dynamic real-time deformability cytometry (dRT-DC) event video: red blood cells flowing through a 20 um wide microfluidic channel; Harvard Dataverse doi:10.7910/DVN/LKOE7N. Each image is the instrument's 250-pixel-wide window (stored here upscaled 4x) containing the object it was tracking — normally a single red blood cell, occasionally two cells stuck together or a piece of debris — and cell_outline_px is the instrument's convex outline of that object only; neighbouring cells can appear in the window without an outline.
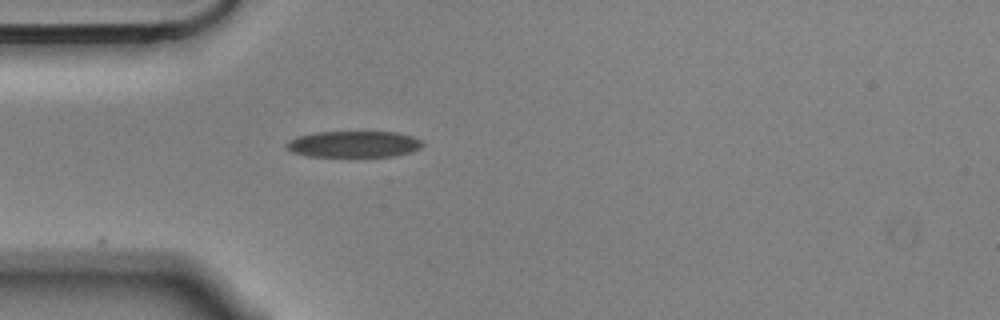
{"species": "Egyptian fruit bat (a non-hibernating species)", "species_latin": "Rousettus aegyptiacus", "temperature_condition": "cold", "stored_images_in_passage": 1, "camera_frame_rate_fps": 3000, "um_per_image_px": 0.085, "animal": {"sex": "male"}, "frame": {"image": 1, "passage_image": 1, "time_ms": 0.0, "image_size_px": [1000, 320], "cell_outline_px": [[424, 144], [420, 148], [412, 152], [392, 156], [308, 156], [292, 152], [284, 144], [288, 140], [296, 136], [316, 132], [396, 132], [412, 136], [420, 140]], "centroid_in_image_um": [30.05, 12.25], "position_along_channel_um": 54.9, "area_um2": 20.87}}